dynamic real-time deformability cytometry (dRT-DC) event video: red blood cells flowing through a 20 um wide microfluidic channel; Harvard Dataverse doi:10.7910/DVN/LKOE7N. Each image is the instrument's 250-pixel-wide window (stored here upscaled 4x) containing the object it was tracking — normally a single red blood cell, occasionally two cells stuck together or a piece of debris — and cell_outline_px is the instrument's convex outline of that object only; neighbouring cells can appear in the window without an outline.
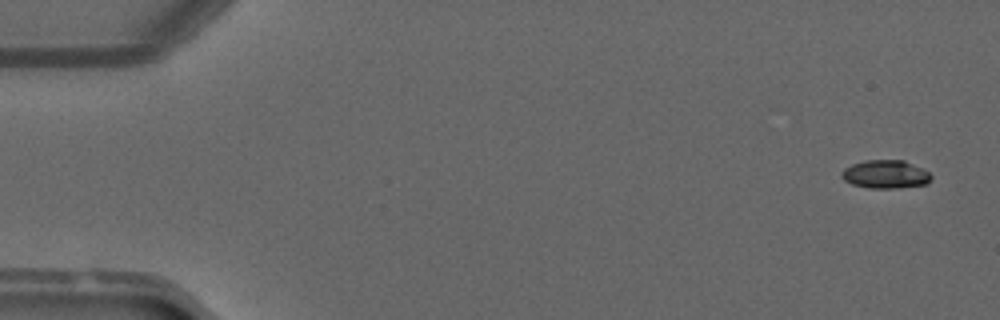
{"species": "common noctule bat (a hibernating species)", "species_latin": "Nyctalus noctula", "temperature_condition": "warm", "stored_images_in_passage": 49, "camera_frame_rate_fps": 3000, "um_per_image_px": 0.085, "animal": {"sex": "male", "forearm_length_mm": 52.5}, "frame": {"image": 1, "passage_image": 1, "time_ms": 0.0, "image_size_px": [1000, 320], "cell_outline_px": [[932, 176], [928, 184], [896, 188], [868, 188], [852, 184], [844, 180], [840, 176], [840, 172], [844, 168], [852, 164], [864, 160], [904, 160], [928, 172]], "centroid_in_image_um": [75.23, 14.82], "position_along_channel_um": 9.8, "area_um2": 14.8}}
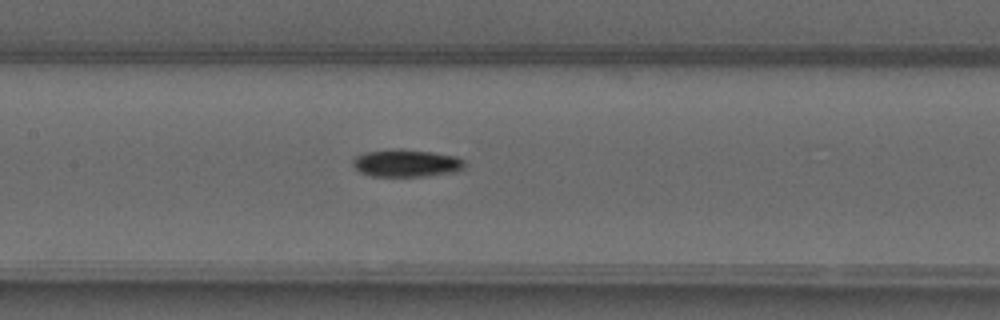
{"frame": {"image": 2, "passage_image": 23, "time_ms": 7.333, "image_size_px": [1000, 320], "cell_outline_px": [[468, 164], [464, 168], [452, 172], [428, 176], [372, 176], [360, 172], [352, 164], [352, 160], [356, 156], [364, 152], [432, 152], [456, 156], [464, 160]], "centroid_in_image_um": [34.59, 13.92], "position_along_channel_um": 172.8, "area_um2": 17.05}}
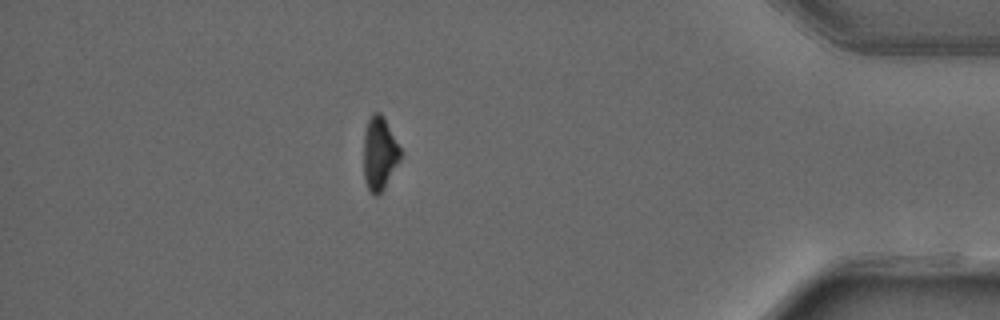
{"frame": {"image": 3, "passage_image": 43, "time_ms": 14.0, "image_size_px": [1000, 320], "cell_outline_px": [[400, 160], [380, 196], [376, 196], [368, 188], [364, 180], [364, 136], [368, 120], [372, 112], [380, 112], [384, 116], [400, 148]], "centroid_in_image_um": [32.25, 13.05], "position_along_channel_um": 402.9, "area_um2": 15.72}, "authors_computed_cell_mechanics": {"area_um2": 16.473, "velocity_mm_per_s": 4.1108, "shape_relaxation_time_tau1_ms": 10.2977, "shape_relaxation_time_tau2_ms": null, "deformation_change_tau1": 0.2549, "deformation_change_tau2": null}}